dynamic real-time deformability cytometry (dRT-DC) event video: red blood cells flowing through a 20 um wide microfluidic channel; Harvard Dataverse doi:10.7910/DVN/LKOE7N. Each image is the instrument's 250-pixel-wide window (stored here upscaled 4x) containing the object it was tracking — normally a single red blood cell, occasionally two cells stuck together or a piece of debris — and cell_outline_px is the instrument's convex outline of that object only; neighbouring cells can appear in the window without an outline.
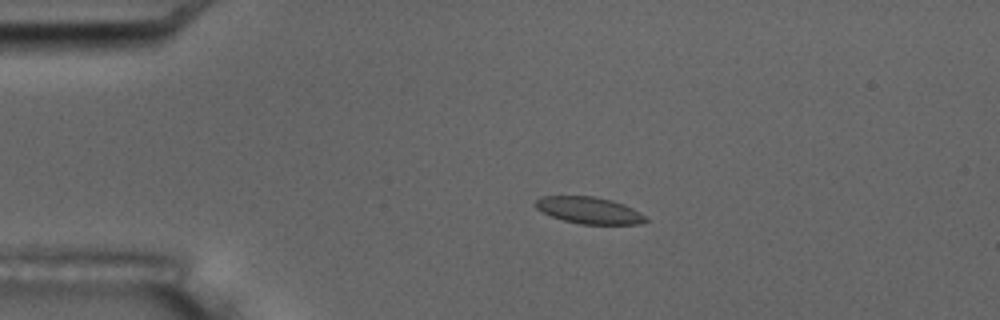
{"species": "common noctule bat (a hibernating species)", "species_latin": "Nyctalus noctula", "temperature_condition": "room temperature", "stored_images_in_passage": 5, "camera_frame_rate_fps": 3000, "um_per_image_px": 0.085, "animal": {"sex": "male", "body_mass_g": 17.5, "forearm_length_mm": 52.3}, "frame": {"image": 1, "passage_image": 3, "time_ms": 2.333, "image_size_px": [1000, 320], "cell_outline_px": [[648, 220], [640, 224], [580, 224], [564, 220], [552, 216], [536, 208], [532, 204], [540, 196], [592, 196], [612, 200], [624, 204], [640, 212]], "centroid_in_image_um": [50.05, 17.87], "position_along_channel_um": 34.9, "area_um2": 17.11}}
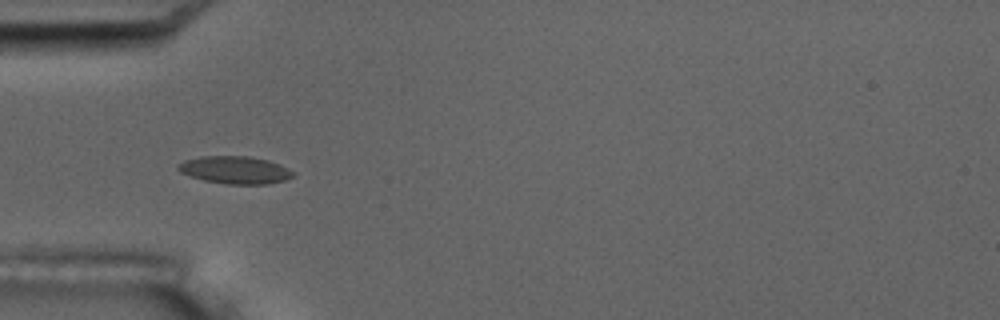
{"frame": {"image": 2, "passage_image": 4, "time_ms": 4.333, "image_size_px": [1000, 320], "cell_outline_px": [[296, 172], [292, 176], [284, 180], [268, 184], [224, 184], [204, 180], [180, 172], [176, 168], [176, 164], [184, 160], [200, 156], [248, 156], [268, 160], [288, 168]], "centroid_in_image_um": [19.95, 14.44], "position_along_channel_um": 65.0, "area_um2": 18.5}}